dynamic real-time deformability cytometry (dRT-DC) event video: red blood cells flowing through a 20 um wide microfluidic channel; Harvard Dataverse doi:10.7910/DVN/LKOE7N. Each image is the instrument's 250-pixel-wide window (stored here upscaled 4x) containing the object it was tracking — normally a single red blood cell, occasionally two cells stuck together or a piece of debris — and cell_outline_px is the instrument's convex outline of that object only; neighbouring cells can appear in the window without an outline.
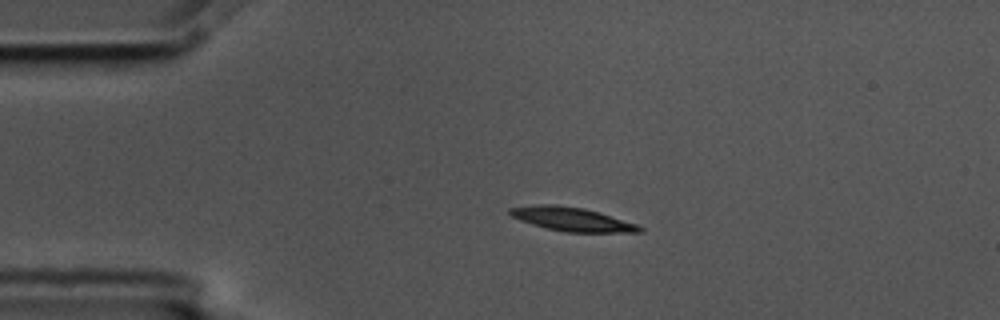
{"species": "common noctule bat (a hibernating species)", "species_latin": "Nyctalus noctula", "temperature_condition": "cold", "stored_images_in_passage": 2, "camera_frame_rate_fps": 3000, "um_per_image_px": 0.085, "animal": {"sex": "male", "body_mass_g": 17.5, "forearm_length_mm": 52.3}, "frame": {"image": 1, "passage_image": 1, "time_ms": 0.0, "image_size_px": [1000, 320], "cell_outline_px": [[644, 232], [568, 232], [548, 228], [532, 224], [520, 220], [512, 216], [508, 212], [508, 208], [540, 204], [552, 204], [584, 208], [600, 212], [636, 224], [644, 228]], "centroid_in_image_um": [48.63, 18.62], "position_along_channel_um": 36.4, "area_um2": 17.8}}